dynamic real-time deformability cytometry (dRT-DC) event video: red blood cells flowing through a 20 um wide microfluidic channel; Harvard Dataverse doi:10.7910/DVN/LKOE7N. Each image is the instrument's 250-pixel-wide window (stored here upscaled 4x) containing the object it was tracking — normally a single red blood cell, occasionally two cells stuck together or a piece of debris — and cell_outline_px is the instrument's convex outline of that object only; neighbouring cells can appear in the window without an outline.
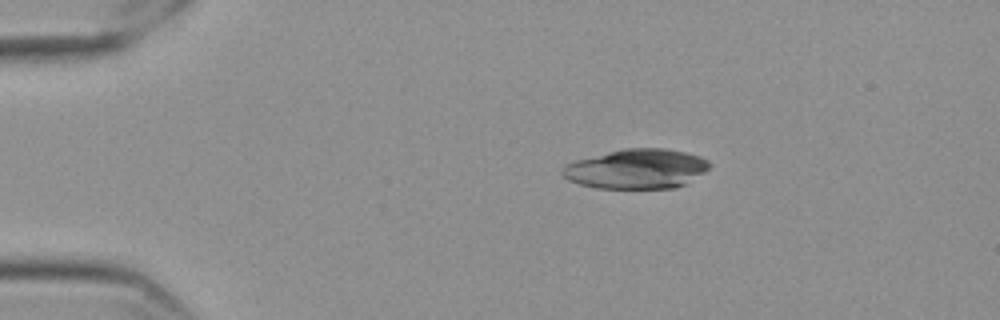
{"species": "Egyptian fruit bat (a non-hibernating species)", "species_latin": "Rousettus aegyptiacus", "temperature_condition": "cold", "stored_images_in_passage": 25, "segment_of_instrument_passage": [1, 2], "camera_frame_rate_fps": 3000, "um_per_image_px": 0.085, "frame": {"image": 1, "passage_image": 2, "time_ms": 0.333, "image_size_px": [1000, 320], "cell_outline_px": [[712, 164], [704, 172], [688, 184], [676, 188], [596, 188], [580, 184], [568, 180], [560, 172], [560, 168], [564, 164], [576, 160], [624, 148], [664, 148], [684, 152], [700, 156], [708, 160]], "centroid_in_image_um": [54.11, 14.36], "position_along_channel_um": 30.9, "area_um2": 34.22}}